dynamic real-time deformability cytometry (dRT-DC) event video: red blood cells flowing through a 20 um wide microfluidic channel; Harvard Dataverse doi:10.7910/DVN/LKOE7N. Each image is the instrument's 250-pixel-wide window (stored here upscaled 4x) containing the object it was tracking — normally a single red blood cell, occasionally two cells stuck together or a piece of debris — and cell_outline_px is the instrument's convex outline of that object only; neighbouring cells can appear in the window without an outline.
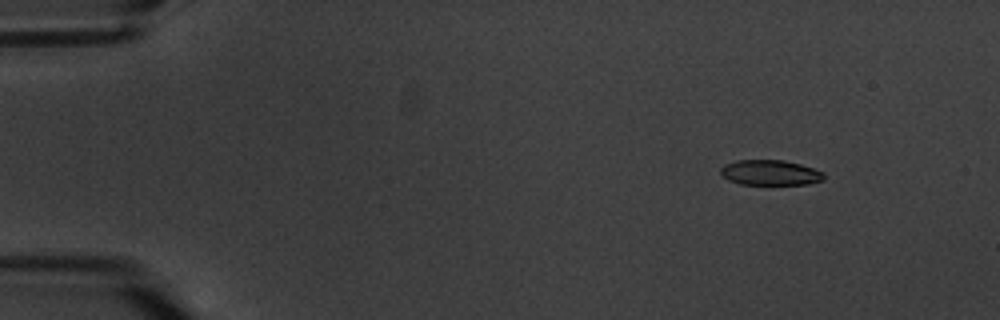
{"species": "common noctule bat (a hibernating species)", "species_latin": "Nyctalus noctula", "temperature_condition": "warm", "stored_images_in_passage": 7, "camera_frame_rate_fps": 3000, "um_per_image_px": 0.085, "animal": {"sex": "male", "body_mass_g": 20.1, "forearm_length_mm": 53.5}, "frame": {"image": 1, "passage_image": 3, "time_ms": 2.333, "image_size_px": [1000, 320], "cell_outline_px": [[824, 180], [808, 184], [740, 184], [728, 180], [720, 172], [720, 168], [724, 164], [736, 160], [784, 160], [800, 164], [824, 172]], "centroid_in_image_um": [65.46, 14.67], "position_along_channel_um": 19.5, "area_um2": 15.2}}